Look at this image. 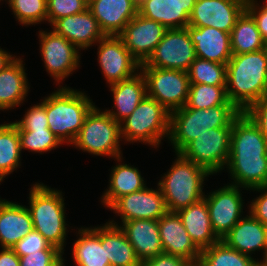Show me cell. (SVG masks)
Wrapping results in <instances>:
<instances>
[{"instance_id":"cell-1","label":"cell","mask_w":267,"mask_h":266,"mask_svg":"<svg viewBox=\"0 0 267 266\" xmlns=\"http://www.w3.org/2000/svg\"><path fill=\"white\" fill-rule=\"evenodd\" d=\"M231 185L250 190L267 187V140L260 128L245 113L233 121L227 165Z\"/></svg>"},{"instance_id":"cell-2","label":"cell","mask_w":267,"mask_h":266,"mask_svg":"<svg viewBox=\"0 0 267 266\" xmlns=\"http://www.w3.org/2000/svg\"><path fill=\"white\" fill-rule=\"evenodd\" d=\"M226 92L240 112L267 94V48L232 55L226 65Z\"/></svg>"},{"instance_id":"cell-3","label":"cell","mask_w":267,"mask_h":266,"mask_svg":"<svg viewBox=\"0 0 267 266\" xmlns=\"http://www.w3.org/2000/svg\"><path fill=\"white\" fill-rule=\"evenodd\" d=\"M60 86L44 97L41 104L46 108L51 132L62 144L65 142L71 145L95 104L84 92Z\"/></svg>"},{"instance_id":"cell-4","label":"cell","mask_w":267,"mask_h":266,"mask_svg":"<svg viewBox=\"0 0 267 266\" xmlns=\"http://www.w3.org/2000/svg\"><path fill=\"white\" fill-rule=\"evenodd\" d=\"M240 113L234 105H217L208 109L184 106L170 113L168 140L177 154L208 129L232 127Z\"/></svg>"},{"instance_id":"cell-5","label":"cell","mask_w":267,"mask_h":266,"mask_svg":"<svg viewBox=\"0 0 267 266\" xmlns=\"http://www.w3.org/2000/svg\"><path fill=\"white\" fill-rule=\"evenodd\" d=\"M29 207L33 229L64 253L67 236L65 203L62 191L36 183L30 188Z\"/></svg>"},{"instance_id":"cell-6","label":"cell","mask_w":267,"mask_h":266,"mask_svg":"<svg viewBox=\"0 0 267 266\" xmlns=\"http://www.w3.org/2000/svg\"><path fill=\"white\" fill-rule=\"evenodd\" d=\"M176 156L170 169L158 182L169 212H177L204 198V180L211 175L205 168L186 160L179 153Z\"/></svg>"},{"instance_id":"cell-7","label":"cell","mask_w":267,"mask_h":266,"mask_svg":"<svg viewBox=\"0 0 267 266\" xmlns=\"http://www.w3.org/2000/svg\"><path fill=\"white\" fill-rule=\"evenodd\" d=\"M121 139V123L106 111L94 106L85 117L83 126L72 145L83 152L112 157L120 162L123 157L119 144L123 141Z\"/></svg>"},{"instance_id":"cell-8","label":"cell","mask_w":267,"mask_h":266,"mask_svg":"<svg viewBox=\"0 0 267 266\" xmlns=\"http://www.w3.org/2000/svg\"><path fill=\"white\" fill-rule=\"evenodd\" d=\"M170 112L158 101L146 96L121 122V136L126 142H141L159 147L169 136Z\"/></svg>"},{"instance_id":"cell-9","label":"cell","mask_w":267,"mask_h":266,"mask_svg":"<svg viewBox=\"0 0 267 266\" xmlns=\"http://www.w3.org/2000/svg\"><path fill=\"white\" fill-rule=\"evenodd\" d=\"M232 127L212 128L189 142L179 154L211 175L223 171L230 154Z\"/></svg>"},{"instance_id":"cell-10","label":"cell","mask_w":267,"mask_h":266,"mask_svg":"<svg viewBox=\"0 0 267 266\" xmlns=\"http://www.w3.org/2000/svg\"><path fill=\"white\" fill-rule=\"evenodd\" d=\"M147 85V96L158 101L170 113L186 105L189 93L187 71L140 67Z\"/></svg>"},{"instance_id":"cell-11","label":"cell","mask_w":267,"mask_h":266,"mask_svg":"<svg viewBox=\"0 0 267 266\" xmlns=\"http://www.w3.org/2000/svg\"><path fill=\"white\" fill-rule=\"evenodd\" d=\"M196 59L187 28L167 29L149 59L140 67L188 71Z\"/></svg>"},{"instance_id":"cell-12","label":"cell","mask_w":267,"mask_h":266,"mask_svg":"<svg viewBox=\"0 0 267 266\" xmlns=\"http://www.w3.org/2000/svg\"><path fill=\"white\" fill-rule=\"evenodd\" d=\"M40 53L46 71L59 84L80 65L79 49L53 30L39 31Z\"/></svg>"},{"instance_id":"cell-13","label":"cell","mask_w":267,"mask_h":266,"mask_svg":"<svg viewBox=\"0 0 267 266\" xmlns=\"http://www.w3.org/2000/svg\"><path fill=\"white\" fill-rule=\"evenodd\" d=\"M240 188L242 187L229 183L209 195H204L213 231L219 240H222L242 217L244 200Z\"/></svg>"},{"instance_id":"cell-14","label":"cell","mask_w":267,"mask_h":266,"mask_svg":"<svg viewBox=\"0 0 267 266\" xmlns=\"http://www.w3.org/2000/svg\"><path fill=\"white\" fill-rule=\"evenodd\" d=\"M97 43L99 66L109 85L130 79L139 73L141 64L119 36L106 35Z\"/></svg>"},{"instance_id":"cell-15","label":"cell","mask_w":267,"mask_h":266,"mask_svg":"<svg viewBox=\"0 0 267 266\" xmlns=\"http://www.w3.org/2000/svg\"><path fill=\"white\" fill-rule=\"evenodd\" d=\"M246 2V0H197L188 25L213 27L231 33L237 19L246 10Z\"/></svg>"},{"instance_id":"cell-16","label":"cell","mask_w":267,"mask_h":266,"mask_svg":"<svg viewBox=\"0 0 267 266\" xmlns=\"http://www.w3.org/2000/svg\"><path fill=\"white\" fill-rule=\"evenodd\" d=\"M120 216L121 222L139 219L158 221L168 210L164 197L157 189L143 188L140 191L118 198L110 207Z\"/></svg>"},{"instance_id":"cell-17","label":"cell","mask_w":267,"mask_h":266,"mask_svg":"<svg viewBox=\"0 0 267 266\" xmlns=\"http://www.w3.org/2000/svg\"><path fill=\"white\" fill-rule=\"evenodd\" d=\"M166 30L159 22L137 14L118 36L132 56L143 64L152 55Z\"/></svg>"},{"instance_id":"cell-18","label":"cell","mask_w":267,"mask_h":266,"mask_svg":"<svg viewBox=\"0 0 267 266\" xmlns=\"http://www.w3.org/2000/svg\"><path fill=\"white\" fill-rule=\"evenodd\" d=\"M159 234L164 253L198 263L201 251L192 242L177 212L167 211L158 220Z\"/></svg>"},{"instance_id":"cell-19","label":"cell","mask_w":267,"mask_h":266,"mask_svg":"<svg viewBox=\"0 0 267 266\" xmlns=\"http://www.w3.org/2000/svg\"><path fill=\"white\" fill-rule=\"evenodd\" d=\"M51 26L55 33L65 37L79 50H85L92 44H97L100 39L106 36L89 9L60 18Z\"/></svg>"},{"instance_id":"cell-20","label":"cell","mask_w":267,"mask_h":266,"mask_svg":"<svg viewBox=\"0 0 267 266\" xmlns=\"http://www.w3.org/2000/svg\"><path fill=\"white\" fill-rule=\"evenodd\" d=\"M109 223L119 226L124 231L140 261L164 253L159 234L158 221L139 219L125 221L118 225L117 222L111 220Z\"/></svg>"},{"instance_id":"cell-21","label":"cell","mask_w":267,"mask_h":266,"mask_svg":"<svg viewBox=\"0 0 267 266\" xmlns=\"http://www.w3.org/2000/svg\"><path fill=\"white\" fill-rule=\"evenodd\" d=\"M88 9L105 35L118 36L138 14L132 0H88Z\"/></svg>"},{"instance_id":"cell-22","label":"cell","mask_w":267,"mask_h":266,"mask_svg":"<svg viewBox=\"0 0 267 266\" xmlns=\"http://www.w3.org/2000/svg\"><path fill=\"white\" fill-rule=\"evenodd\" d=\"M195 48L196 57L226 64L232 57L230 33L213 27H186Z\"/></svg>"},{"instance_id":"cell-23","label":"cell","mask_w":267,"mask_h":266,"mask_svg":"<svg viewBox=\"0 0 267 266\" xmlns=\"http://www.w3.org/2000/svg\"><path fill=\"white\" fill-rule=\"evenodd\" d=\"M197 0H147L138 10L141 16L159 22L166 29L186 28Z\"/></svg>"},{"instance_id":"cell-24","label":"cell","mask_w":267,"mask_h":266,"mask_svg":"<svg viewBox=\"0 0 267 266\" xmlns=\"http://www.w3.org/2000/svg\"><path fill=\"white\" fill-rule=\"evenodd\" d=\"M33 229L27 206L2 199L0 201V245L12 248Z\"/></svg>"},{"instance_id":"cell-25","label":"cell","mask_w":267,"mask_h":266,"mask_svg":"<svg viewBox=\"0 0 267 266\" xmlns=\"http://www.w3.org/2000/svg\"><path fill=\"white\" fill-rule=\"evenodd\" d=\"M222 241L240 253L251 256L255 251L263 252L267 246V226L249 213L233 226Z\"/></svg>"},{"instance_id":"cell-26","label":"cell","mask_w":267,"mask_h":266,"mask_svg":"<svg viewBox=\"0 0 267 266\" xmlns=\"http://www.w3.org/2000/svg\"><path fill=\"white\" fill-rule=\"evenodd\" d=\"M113 94L114 106L116 111L105 110L113 119L121 123L147 96V85L144 75L137 73L134 77L109 85Z\"/></svg>"},{"instance_id":"cell-27","label":"cell","mask_w":267,"mask_h":266,"mask_svg":"<svg viewBox=\"0 0 267 266\" xmlns=\"http://www.w3.org/2000/svg\"><path fill=\"white\" fill-rule=\"evenodd\" d=\"M192 242L200 250L219 241L213 231L207 203L204 198L177 211Z\"/></svg>"},{"instance_id":"cell-28","label":"cell","mask_w":267,"mask_h":266,"mask_svg":"<svg viewBox=\"0 0 267 266\" xmlns=\"http://www.w3.org/2000/svg\"><path fill=\"white\" fill-rule=\"evenodd\" d=\"M21 58H15L0 71V110L20 106L30 89Z\"/></svg>"},{"instance_id":"cell-29","label":"cell","mask_w":267,"mask_h":266,"mask_svg":"<svg viewBox=\"0 0 267 266\" xmlns=\"http://www.w3.org/2000/svg\"><path fill=\"white\" fill-rule=\"evenodd\" d=\"M101 245H105L106 259L110 266H140L133 246L124 231L117 225L106 222L100 226Z\"/></svg>"},{"instance_id":"cell-30","label":"cell","mask_w":267,"mask_h":266,"mask_svg":"<svg viewBox=\"0 0 267 266\" xmlns=\"http://www.w3.org/2000/svg\"><path fill=\"white\" fill-rule=\"evenodd\" d=\"M108 189L101 197L104 207L109 208L118 198L147 187L137 167L117 163L110 174Z\"/></svg>"},{"instance_id":"cell-31","label":"cell","mask_w":267,"mask_h":266,"mask_svg":"<svg viewBox=\"0 0 267 266\" xmlns=\"http://www.w3.org/2000/svg\"><path fill=\"white\" fill-rule=\"evenodd\" d=\"M79 238L74 242L72 255L76 266H110L106 259L105 245H101L100 226L78 229Z\"/></svg>"},{"instance_id":"cell-32","label":"cell","mask_w":267,"mask_h":266,"mask_svg":"<svg viewBox=\"0 0 267 266\" xmlns=\"http://www.w3.org/2000/svg\"><path fill=\"white\" fill-rule=\"evenodd\" d=\"M232 54H244L267 48L255 20L245 10L230 33Z\"/></svg>"},{"instance_id":"cell-33","label":"cell","mask_w":267,"mask_h":266,"mask_svg":"<svg viewBox=\"0 0 267 266\" xmlns=\"http://www.w3.org/2000/svg\"><path fill=\"white\" fill-rule=\"evenodd\" d=\"M21 152L17 126L0 124V182L21 165Z\"/></svg>"},{"instance_id":"cell-34","label":"cell","mask_w":267,"mask_h":266,"mask_svg":"<svg viewBox=\"0 0 267 266\" xmlns=\"http://www.w3.org/2000/svg\"><path fill=\"white\" fill-rule=\"evenodd\" d=\"M198 263L201 266H257L252 256L240 253L222 240L202 250Z\"/></svg>"},{"instance_id":"cell-35","label":"cell","mask_w":267,"mask_h":266,"mask_svg":"<svg viewBox=\"0 0 267 266\" xmlns=\"http://www.w3.org/2000/svg\"><path fill=\"white\" fill-rule=\"evenodd\" d=\"M217 105H233L226 92V86L190 84L187 108L208 109Z\"/></svg>"},{"instance_id":"cell-36","label":"cell","mask_w":267,"mask_h":266,"mask_svg":"<svg viewBox=\"0 0 267 266\" xmlns=\"http://www.w3.org/2000/svg\"><path fill=\"white\" fill-rule=\"evenodd\" d=\"M187 72L190 84L226 86V64L196 57Z\"/></svg>"},{"instance_id":"cell-37","label":"cell","mask_w":267,"mask_h":266,"mask_svg":"<svg viewBox=\"0 0 267 266\" xmlns=\"http://www.w3.org/2000/svg\"><path fill=\"white\" fill-rule=\"evenodd\" d=\"M18 22L35 25L47 21V0H6Z\"/></svg>"},{"instance_id":"cell-38","label":"cell","mask_w":267,"mask_h":266,"mask_svg":"<svg viewBox=\"0 0 267 266\" xmlns=\"http://www.w3.org/2000/svg\"><path fill=\"white\" fill-rule=\"evenodd\" d=\"M21 150L44 153L62 144L50 129H18Z\"/></svg>"},{"instance_id":"cell-39","label":"cell","mask_w":267,"mask_h":266,"mask_svg":"<svg viewBox=\"0 0 267 266\" xmlns=\"http://www.w3.org/2000/svg\"><path fill=\"white\" fill-rule=\"evenodd\" d=\"M88 9V0H47V21L53 24L56 20L84 12Z\"/></svg>"},{"instance_id":"cell-40","label":"cell","mask_w":267,"mask_h":266,"mask_svg":"<svg viewBox=\"0 0 267 266\" xmlns=\"http://www.w3.org/2000/svg\"><path fill=\"white\" fill-rule=\"evenodd\" d=\"M12 249L19 257L41 250H59L57 247L52 246L43 235L35 229H32L30 233L18 241Z\"/></svg>"},{"instance_id":"cell-41","label":"cell","mask_w":267,"mask_h":266,"mask_svg":"<svg viewBox=\"0 0 267 266\" xmlns=\"http://www.w3.org/2000/svg\"><path fill=\"white\" fill-rule=\"evenodd\" d=\"M61 250H41L20 257V266H65Z\"/></svg>"},{"instance_id":"cell-42","label":"cell","mask_w":267,"mask_h":266,"mask_svg":"<svg viewBox=\"0 0 267 266\" xmlns=\"http://www.w3.org/2000/svg\"><path fill=\"white\" fill-rule=\"evenodd\" d=\"M25 116L13 122L17 129H49L46 108L41 104H36L30 107Z\"/></svg>"},{"instance_id":"cell-43","label":"cell","mask_w":267,"mask_h":266,"mask_svg":"<svg viewBox=\"0 0 267 266\" xmlns=\"http://www.w3.org/2000/svg\"><path fill=\"white\" fill-rule=\"evenodd\" d=\"M245 113L260 128L263 136L267 140V94L251 105Z\"/></svg>"},{"instance_id":"cell-44","label":"cell","mask_w":267,"mask_h":266,"mask_svg":"<svg viewBox=\"0 0 267 266\" xmlns=\"http://www.w3.org/2000/svg\"><path fill=\"white\" fill-rule=\"evenodd\" d=\"M257 0L246 2V11L255 20L257 28L267 44V2L265 5H259Z\"/></svg>"},{"instance_id":"cell-45","label":"cell","mask_w":267,"mask_h":266,"mask_svg":"<svg viewBox=\"0 0 267 266\" xmlns=\"http://www.w3.org/2000/svg\"><path fill=\"white\" fill-rule=\"evenodd\" d=\"M250 190L261 192V194L250 203L249 213L267 226V187H256Z\"/></svg>"},{"instance_id":"cell-46","label":"cell","mask_w":267,"mask_h":266,"mask_svg":"<svg viewBox=\"0 0 267 266\" xmlns=\"http://www.w3.org/2000/svg\"><path fill=\"white\" fill-rule=\"evenodd\" d=\"M188 264L189 262L180 256L163 253L141 261L140 266H187Z\"/></svg>"},{"instance_id":"cell-47","label":"cell","mask_w":267,"mask_h":266,"mask_svg":"<svg viewBox=\"0 0 267 266\" xmlns=\"http://www.w3.org/2000/svg\"><path fill=\"white\" fill-rule=\"evenodd\" d=\"M0 252V266H20V257L12 248H2Z\"/></svg>"},{"instance_id":"cell-48","label":"cell","mask_w":267,"mask_h":266,"mask_svg":"<svg viewBox=\"0 0 267 266\" xmlns=\"http://www.w3.org/2000/svg\"><path fill=\"white\" fill-rule=\"evenodd\" d=\"M16 56H12L0 47V71L3 70L9 63H11Z\"/></svg>"},{"instance_id":"cell-49","label":"cell","mask_w":267,"mask_h":266,"mask_svg":"<svg viewBox=\"0 0 267 266\" xmlns=\"http://www.w3.org/2000/svg\"><path fill=\"white\" fill-rule=\"evenodd\" d=\"M257 266H267V246L263 251V260L262 261L257 260Z\"/></svg>"},{"instance_id":"cell-50","label":"cell","mask_w":267,"mask_h":266,"mask_svg":"<svg viewBox=\"0 0 267 266\" xmlns=\"http://www.w3.org/2000/svg\"><path fill=\"white\" fill-rule=\"evenodd\" d=\"M145 1L147 0H132V4L137 8V10H139Z\"/></svg>"},{"instance_id":"cell-51","label":"cell","mask_w":267,"mask_h":266,"mask_svg":"<svg viewBox=\"0 0 267 266\" xmlns=\"http://www.w3.org/2000/svg\"><path fill=\"white\" fill-rule=\"evenodd\" d=\"M187 266H201L199 263H189Z\"/></svg>"}]
</instances>
